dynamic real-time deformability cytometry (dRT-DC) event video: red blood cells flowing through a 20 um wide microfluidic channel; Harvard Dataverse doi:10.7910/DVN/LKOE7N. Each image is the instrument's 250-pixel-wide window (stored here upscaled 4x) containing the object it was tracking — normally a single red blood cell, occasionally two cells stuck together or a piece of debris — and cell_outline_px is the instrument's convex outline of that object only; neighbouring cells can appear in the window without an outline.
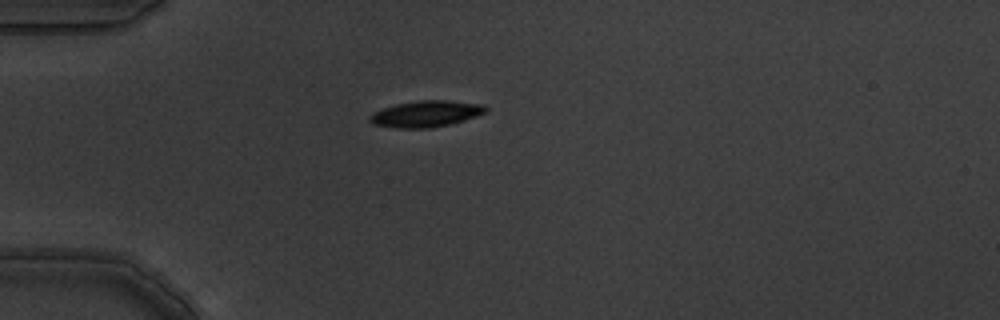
{"species": "common noctule bat (a hibernating species)", "species_latin": "Nyctalus noctula", "temperature_condition": "warm", "stored_images_in_passage": 6, "camera_frame_rate_fps": 3000, "um_per_image_px": 0.085, "animal": {"sex": "male", "body_mass_g": 19.5, "forearm_length_mm": 54.6}, "frame": {"image": 1, "passage_image": 1, "time_ms": 0.0, "image_size_px": [1000, 320], "cell_outline_px": [[488, 112], [464, 120], [432, 128], [396, 128], [372, 124], [368, 120], [368, 116], [372, 112], [396, 104], [420, 100], [448, 100], [484, 104], [488, 108]], "centroid_in_image_um": [36.21, 9.67], "position_along_channel_um": 48.8, "area_um2": 17.92}}
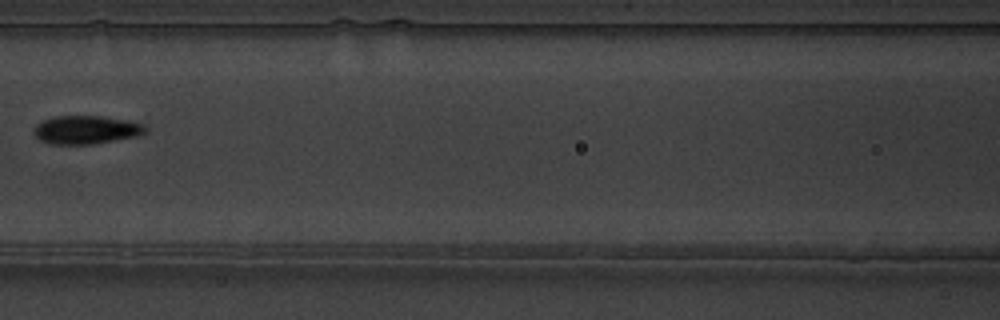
{"frame": {"image": 2, "passage_image": 4, "time_ms": 1.0, "image_size_px": [1000, 320], "cell_outline_px": [[148, 132], [140, 136], [92, 144], [48, 144], [40, 140], [32, 132], [36, 124], [44, 120], [56, 116], [100, 116], [128, 120], [148, 124]], "centroid_in_image_um": [7.39, 11.03], "position_along_channel_um": 159.2, "area_um2": 18.79}}
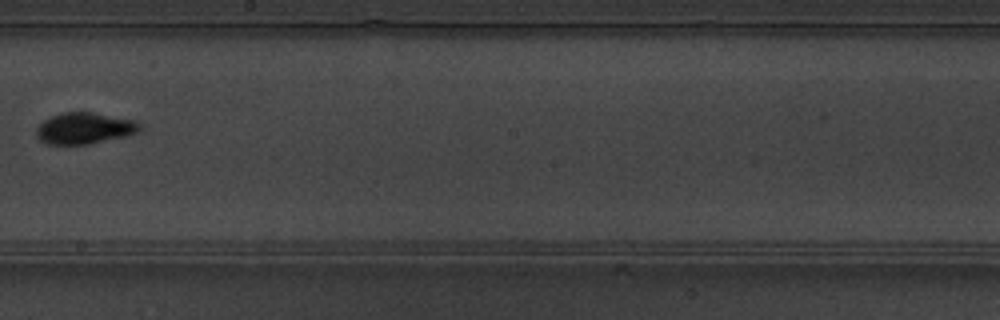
{"frame": {"image": 3, "passage_image": 6, "time_ms": 1.667, "image_size_px": [1000, 320], "cell_outline_px": [[144, 128], [140, 132], [128, 136], [88, 144], [48, 144], [40, 140], [36, 136], [36, 128], [44, 120], [52, 116], [64, 112], [92, 112], [136, 120], [144, 124]], "centroid_in_image_um": [7.27, 10.9], "position_along_channel_um": 240.9, "area_um2": 19.19}}